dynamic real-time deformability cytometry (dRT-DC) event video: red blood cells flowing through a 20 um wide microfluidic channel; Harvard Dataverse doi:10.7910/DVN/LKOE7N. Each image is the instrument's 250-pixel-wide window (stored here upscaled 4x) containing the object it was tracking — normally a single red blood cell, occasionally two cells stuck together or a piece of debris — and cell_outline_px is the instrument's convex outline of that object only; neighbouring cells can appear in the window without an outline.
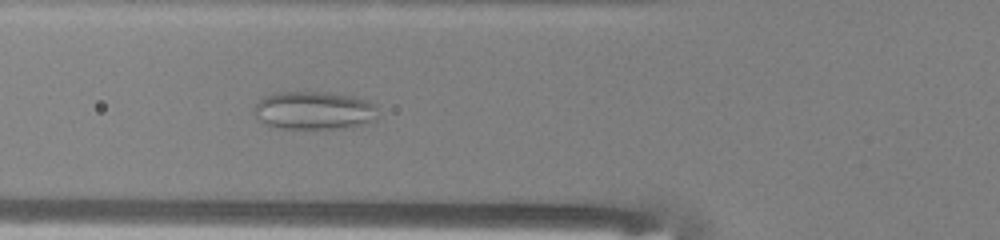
{"species": "common noctule bat (a hibernating species)", "species_latin": "Nyctalus noctula", "temperature_condition": "warm", "stored_images_in_passage": 37, "camera_frame_rate_fps": 3000, "um_per_image_px": 0.085, "animal": {"sex": "male", "body_mass_g": 13.0, "forearm_length_mm": 53.1}, "frame": {"image": 1, "passage_image": 5, "time_ms": 1.333, "image_size_px": [1000, 240], "cell_outline_px": [[376, 120], [352, 128], [280, 128], [268, 124], [260, 120], [252, 112], [256, 104], [264, 96], [276, 92], [324, 92], [352, 96], [368, 100], [376, 104]], "centroid_in_image_um": [26.72, 9.39], "position_along_channel_um": 99.1, "area_um2": 27.57}}
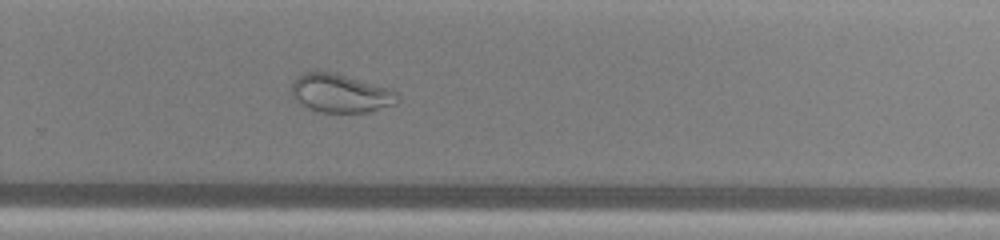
{"frame": {"image": 2, "passage_image": 20, "time_ms": 6.333, "image_size_px": [1000, 240], "cell_outline_px": [[400, 100], [396, 104], [368, 112], [320, 112], [300, 104], [292, 92], [292, 80], [296, 76], [304, 72], [332, 72], [392, 88], [400, 96]], "centroid_in_image_um": [28.99, 7.92], "position_along_channel_um": 300.8, "area_um2": 23.81}}
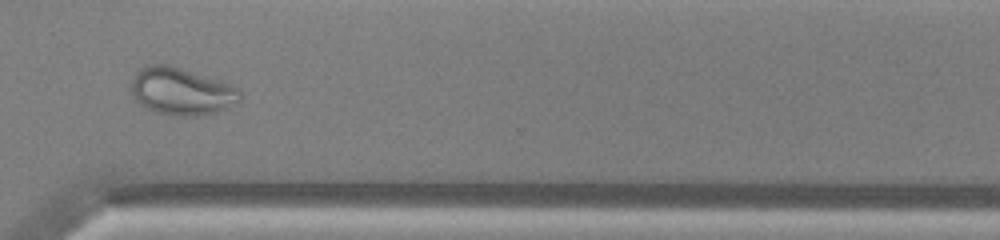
{"frame": {"image": 3, "passage_image": 24, "time_ms": 7.667, "image_size_px": [1000, 240], "cell_outline_px": [[240, 100], [236, 104], [228, 108], [216, 112], [196, 116], [184, 116], [156, 112], [140, 104], [136, 100], [128, 88], [132, 76], [136, 68], [144, 64], [168, 64], [220, 80], [232, 84], [240, 88]], "centroid_in_image_um": [15.38, 7.73], "position_along_channel_um": 355.2, "area_um2": 30.58}}